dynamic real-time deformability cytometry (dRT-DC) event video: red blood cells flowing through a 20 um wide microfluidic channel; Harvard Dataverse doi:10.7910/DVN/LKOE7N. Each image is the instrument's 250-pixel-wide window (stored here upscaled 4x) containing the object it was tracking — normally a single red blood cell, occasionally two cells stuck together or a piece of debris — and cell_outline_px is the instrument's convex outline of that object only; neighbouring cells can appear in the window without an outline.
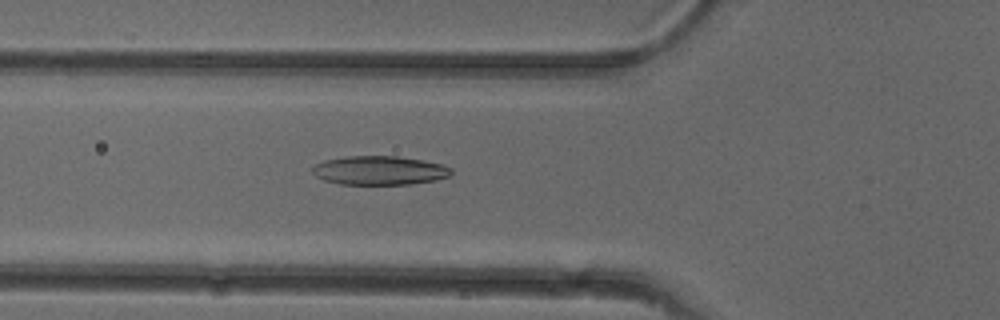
{"species": "common noctule bat (a hibernating species)", "species_latin": "Nyctalus noctula", "temperature_condition": "cold", "stored_images_in_passage": 50, "camera_frame_rate_fps": 3000, "um_per_image_px": 0.085, "animal": {"sex": "female"}, "frame": {"image": 1, "passage_image": 17, "time_ms": 5.333, "image_size_px": [1000, 320], "cell_outline_px": [[452, 172], [448, 176], [436, 180], [408, 184], [340, 184], [324, 180], [316, 176], [312, 172], [312, 168], [316, 164], [324, 160], [344, 156], [396, 156], [444, 164], [452, 168]], "centroid_in_image_um": [32.25, 14.48], "position_along_channel_um": 93.6, "area_um2": 23.35}}
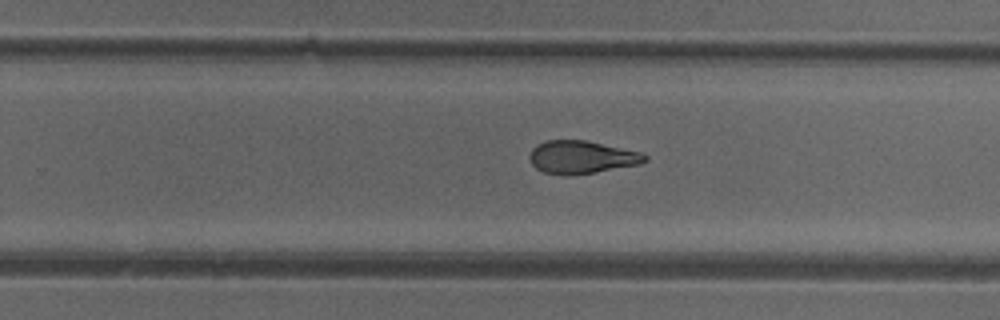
{"frame": {"image": 2, "passage_image": 31, "time_ms": 10.0, "image_size_px": [1000, 320], "cell_outline_px": [[648, 160], [640, 164], [572, 176], [564, 176], [544, 172], [536, 168], [532, 164], [528, 156], [532, 148], [536, 144], [544, 140], [584, 140], [640, 152], [648, 156]], "centroid_in_image_um": [49.39, 13.37], "position_along_channel_um": 280.4, "area_um2": 22.2}}
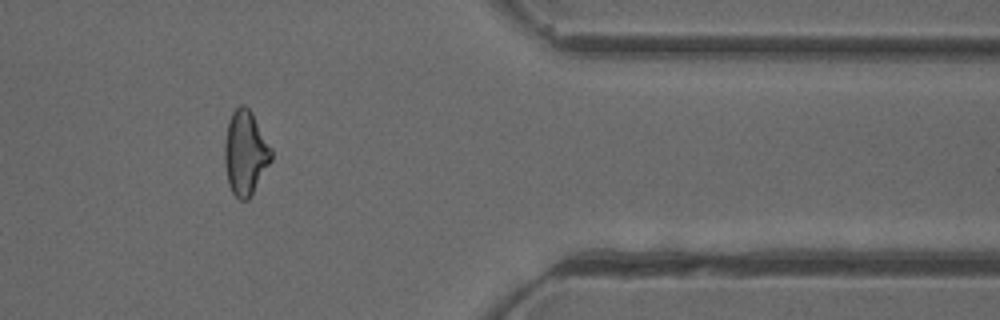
{"frame": {"image": 3, "passage_image": 41, "time_ms": 13.333, "image_size_px": [1000, 320], "cell_outline_px": [[272, 160], [248, 200], [240, 200], [232, 192], [228, 184], [224, 164], [224, 144], [228, 120], [232, 112], [240, 104], [244, 104], [252, 112], [272, 148]], "centroid_in_image_um": [20.85, 12.97], "position_along_channel_um": 390.6, "area_um2": 23.12}, "authors_computed_cell_mechanics": {"area_um2": 23.3223, "velocity_mm_per_s": 3.9857, "shape_relaxation_time_tau1_ms": 8.8481, "shape_relaxation_time_tau2_ms": 3.5376, "deformation_change_tau1": 0.2121, "deformation_change_tau2": 0.1213}}